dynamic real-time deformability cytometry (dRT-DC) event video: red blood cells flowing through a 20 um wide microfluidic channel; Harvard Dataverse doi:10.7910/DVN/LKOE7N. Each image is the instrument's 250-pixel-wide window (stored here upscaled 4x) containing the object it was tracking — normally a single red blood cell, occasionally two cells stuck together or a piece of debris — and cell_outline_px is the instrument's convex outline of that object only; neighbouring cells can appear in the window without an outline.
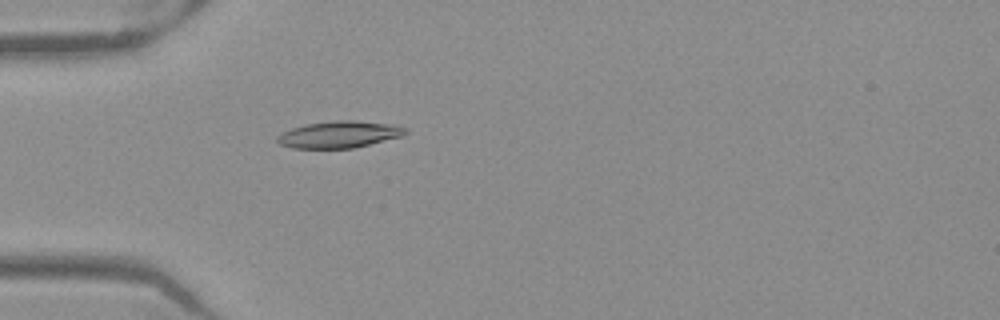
{"species": "Egyptian fruit bat (a non-hibernating species)", "species_latin": "Rousettus aegyptiacus", "temperature_condition": "warm", "stored_images_in_passage": 39, "camera_frame_rate_fps": 3000, "um_per_image_px": 0.085, "frame": {"image": 1, "passage_image": 3, "time_ms": 0.667, "image_size_px": [1000, 320], "cell_outline_px": [[408, 132], [400, 136], [352, 148], [292, 148], [280, 144], [276, 140], [276, 136], [280, 132], [304, 124], [336, 120], [352, 120], [388, 124], [404, 128]], "centroid_in_image_um": [28.72, 11.43], "position_along_channel_um": 56.3, "area_um2": 19.71}}
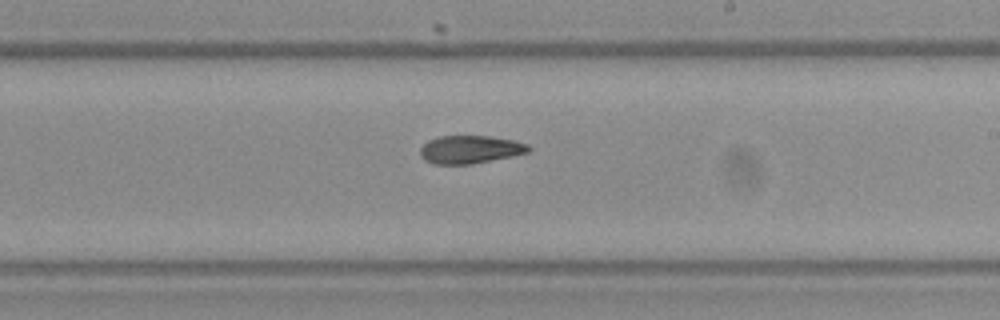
{"frame": {"image": 2, "passage_image": 18, "time_ms": 5.667, "image_size_px": [1000, 320], "cell_outline_px": [[532, 148], [528, 152], [512, 156], [472, 164], [432, 164], [424, 160], [420, 156], [420, 148], [428, 140], [440, 136], [488, 136], [512, 140], [528, 144]], "centroid_in_image_um": [39.94, 12.71], "position_along_channel_um": 249.1, "area_um2": 17.69}}
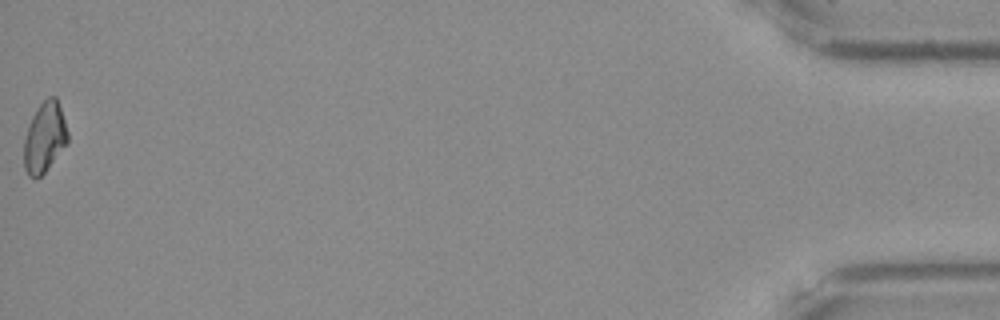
{"frame": {"image": 3, "passage_image": 39, "time_ms": 12.667, "image_size_px": [1000, 320], "cell_outline_px": [[68, 144], [44, 172], [36, 180], [28, 176], [24, 168], [24, 140], [32, 116], [40, 104], [48, 96], [56, 96], [68, 132]], "centroid_in_image_um": [3.79, 11.71], "position_along_channel_um": 431.4, "area_um2": 17.86}, "authors_computed_cell_mechanics": {"area_um2": 17.8602, "velocity_mm_per_s": 3.984, "shape_relaxation_time_tau1_ms": null, "shape_relaxation_time_tau2_ms": 3.2953, "deformation_change_tau1": null, "deformation_change_tau2": 0.0978}}